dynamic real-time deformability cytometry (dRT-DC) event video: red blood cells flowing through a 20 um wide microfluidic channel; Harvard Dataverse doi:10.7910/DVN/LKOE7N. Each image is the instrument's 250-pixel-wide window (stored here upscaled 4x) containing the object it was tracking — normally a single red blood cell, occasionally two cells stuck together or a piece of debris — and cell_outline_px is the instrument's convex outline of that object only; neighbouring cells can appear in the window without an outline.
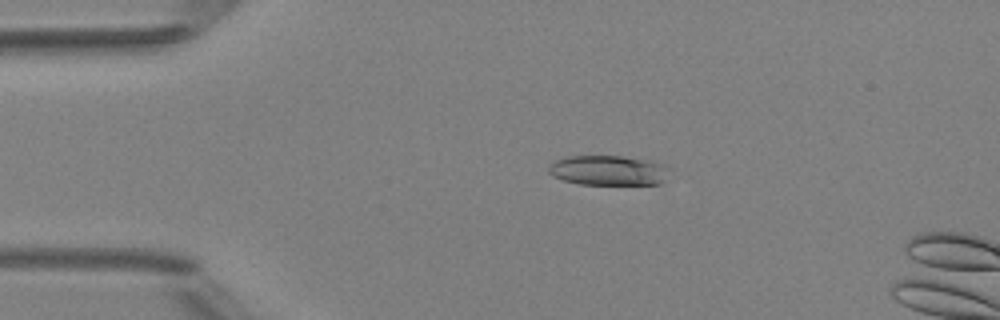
{"species": "Egyptian fruit bat (a non-hibernating species)", "species_latin": "Rousettus aegyptiacus", "temperature_condition": "room temperature", "stored_images_in_passage": 4, "camera_frame_rate_fps": 3000, "um_per_image_px": 0.085, "animal": {"sex": "female"}, "frame": {"image": 1, "passage_image": 3, "time_ms": 2.333, "image_size_px": [1000, 320], "cell_outline_px": [[668, 168], [664, 180], [660, 184], [580, 184], [564, 180], [552, 176], [548, 172], [548, 164], [556, 160], [568, 156], [620, 156], [652, 160], [664, 164]], "centroid_in_image_um": [51.69, 14.47], "position_along_channel_um": 33.3, "area_um2": 21.1}}